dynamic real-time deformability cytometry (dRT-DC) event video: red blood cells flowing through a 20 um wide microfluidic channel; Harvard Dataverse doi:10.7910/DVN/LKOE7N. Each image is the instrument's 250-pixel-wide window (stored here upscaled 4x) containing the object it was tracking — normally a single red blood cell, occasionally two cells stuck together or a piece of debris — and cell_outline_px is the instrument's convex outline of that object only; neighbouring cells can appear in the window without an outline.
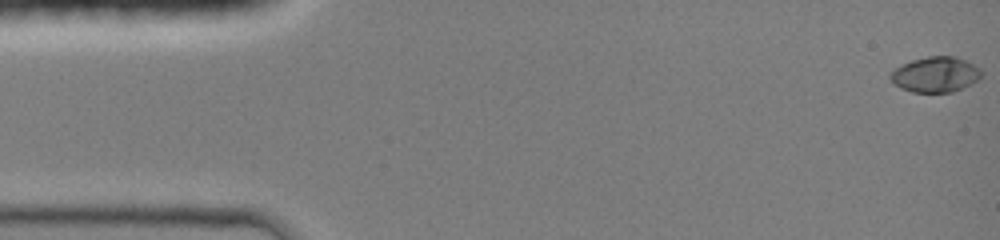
{"species": "common noctule bat (a hibernating species)", "species_latin": "Nyctalus noctula", "temperature_condition": "room temperature", "stored_images_in_passage": 12, "camera_frame_rate_fps": 3000, "um_per_image_px": 0.085, "animal": {"sex": "female", "body_mass_g": 19.0, "forearm_length_mm": 51.5}, "frame": {"image": 1, "passage_image": 1, "time_ms": 0.0, "image_size_px": [1000, 240], "cell_outline_px": [[984, 72], [976, 80], [952, 92], [912, 92], [900, 88], [888, 76], [900, 64], [912, 60], [928, 56], [956, 56], [980, 68]], "centroid_in_image_um": [79.49, 6.32], "position_along_channel_um": 5.5, "area_um2": 18.55}}
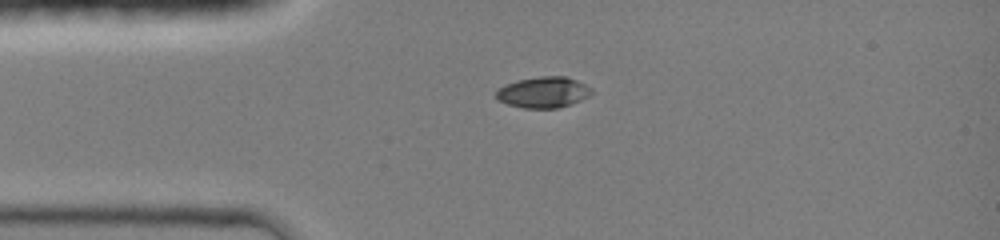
{"frame": {"image": 2, "passage_image": 10, "time_ms": 3.333, "image_size_px": [1000, 240], "cell_outline_px": [[592, 92], [588, 96], [572, 104], [556, 108], [524, 108], [508, 104], [496, 100], [496, 92], [500, 88], [516, 80], [540, 76], [564, 76], [576, 80], [592, 88]], "centroid_in_image_um": [46.18, 7.84], "position_along_channel_um": 38.8, "area_um2": 17.11}}
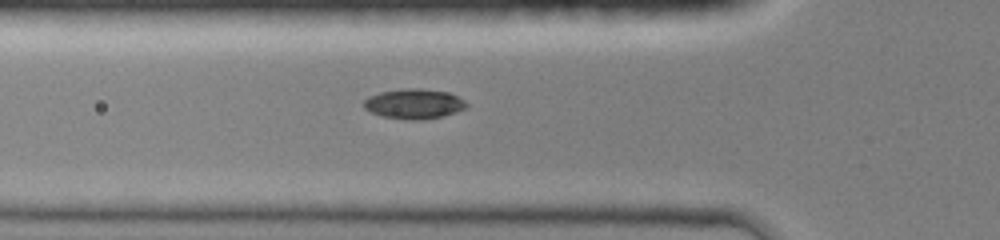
{"frame": {"image": 3, "passage_image": 12, "time_ms": 5.0, "image_size_px": [1000, 240], "cell_outline_px": [[468, 108], [444, 116], [420, 120], [404, 120], [380, 116], [364, 108], [364, 100], [368, 96], [380, 92], [400, 88], [420, 88], [448, 92], [464, 100], [468, 104]], "centroid_in_image_um": [35.19, 8.83], "position_along_channel_um": 90.6, "area_um2": 18.21}}